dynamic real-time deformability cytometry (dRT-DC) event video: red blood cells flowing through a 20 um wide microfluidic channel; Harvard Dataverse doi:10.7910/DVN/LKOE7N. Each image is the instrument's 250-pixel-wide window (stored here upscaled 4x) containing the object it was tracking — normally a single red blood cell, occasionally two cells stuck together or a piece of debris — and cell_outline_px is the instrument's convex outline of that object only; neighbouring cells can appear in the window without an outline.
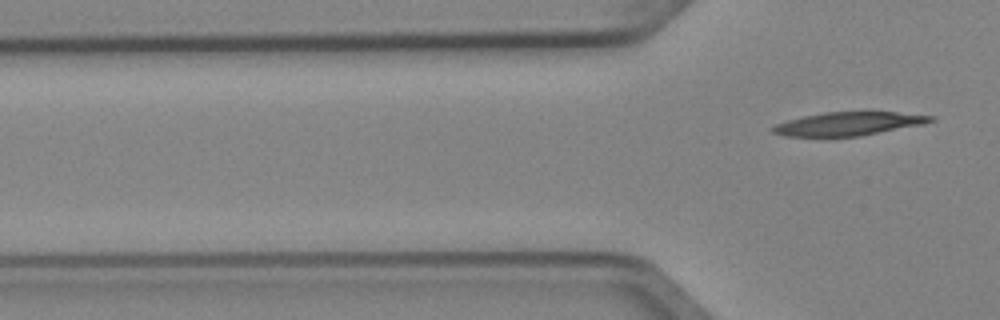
{"species": "Egyptian fruit bat (a non-hibernating species)", "species_latin": "Rousettus aegyptiacus", "temperature_condition": "cold", "stored_images_in_passage": 4, "camera_frame_rate_fps": 3000, "um_per_image_px": 0.085, "animal": {"sex": "female"}, "frame": {"image": 1, "passage_image": 4, "time_ms": 1.0, "image_size_px": [1000, 320], "cell_outline_px": [[936, 120], [924, 124], [860, 136], [784, 136], [772, 132], [768, 128], [776, 124], [788, 120], [804, 116], [824, 112], [896, 112], [936, 116]], "centroid_in_image_um": [72.14, 10.52], "position_along_channel_um": 53.7, "area_um2": 21.56}}